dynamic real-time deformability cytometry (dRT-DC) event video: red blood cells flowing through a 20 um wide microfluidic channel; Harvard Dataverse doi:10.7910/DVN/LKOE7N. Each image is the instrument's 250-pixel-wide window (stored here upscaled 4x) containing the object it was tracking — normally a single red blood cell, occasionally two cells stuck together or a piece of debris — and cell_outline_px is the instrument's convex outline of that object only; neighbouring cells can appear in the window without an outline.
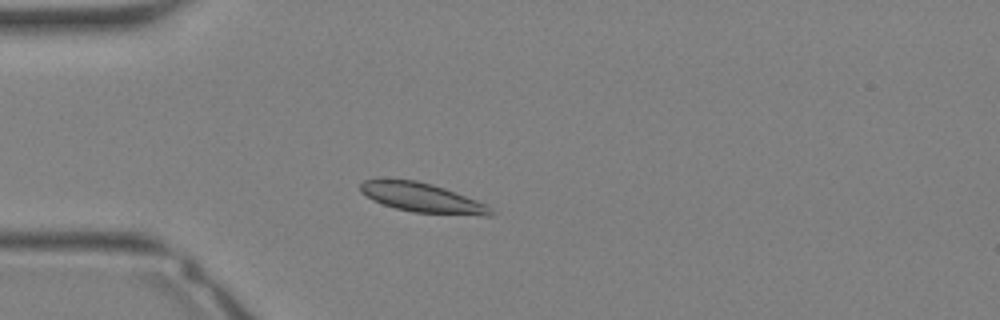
{"species": "Egyptian fruit bat (a non-hibernating species)", "species_latin": "Rousettus aegyptiacus", "temperature_condition": "warm", "stored_images_in_passage": 25, "camera_frame_rate_fps": 3000, "um_per_image_px": 0.085, "animal": {"sex": "female"}, "frame": {"image": 1, "passage_image": 7, "time_ms": 2.0, "image_size_px": [1000, 320], "cell_outline_px": [[496, 212], [492, 216], [484, 216], [412, 212], [396, 208], [372, 200], [360, 192], [360, 184], [364, 180], [416, 180], [432, 184], [444, 188], [488, 204]], "centroid_in_image_um": [35.96, 16.83], "position_along_channel_um": 49.0, "area_um2": 22.25}}
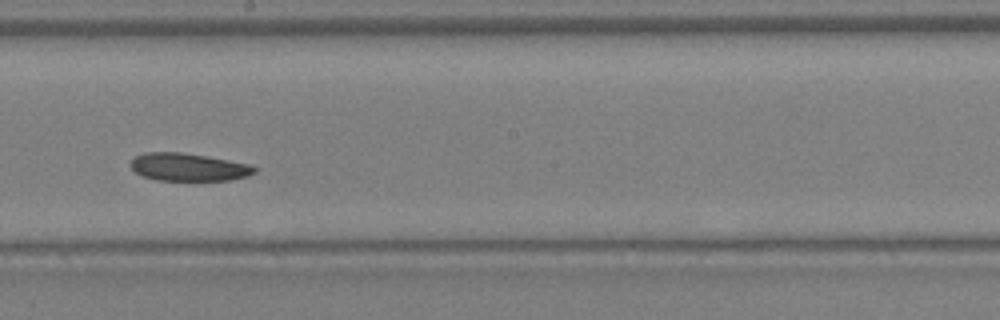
{"frame": {"image": 2, "passage_image": 17, "time_ms": 5.333, "image_size_px": [1000, 320], "cell_outline_px": [[256, 172], [248, 176], [232, 180], [156, 180], [144, 176], [136, 172], [128, 164], [136, 156], [144, 152], [180, 152], [228, 160], [248, 164], [256, 168]], "centroid_in_image_um": [16.0, 14.2], "position_along_channel_um": 232.2, "area_um2": 19.88}}
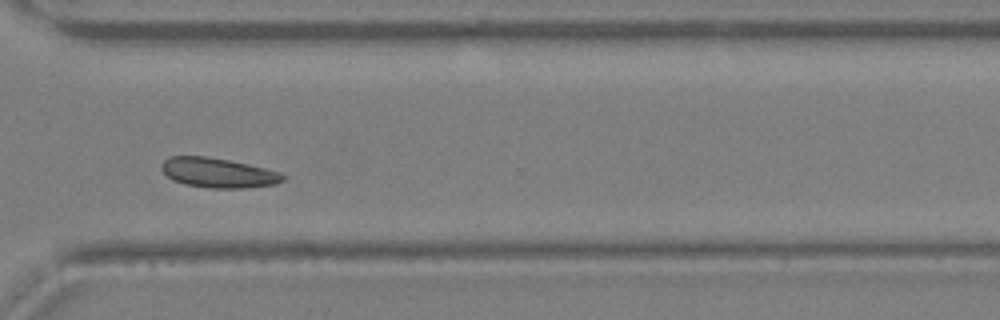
{"frame": {"image": 3, "passage_image": 23, "time_ms": 7.333, "image_size_px": [1000, 320], "cell_outline_px": [[284, 180], [276, 184], [248, 188], [208, 188], [184, 184], [172, 180], [160, 168], [160, 164], [168, 156], [208, 156], [248, 164], [280, 172], [284, 176]], "centroid_in_image_um": [18.51, 14.69], "position_along_channel_um": 352.1, "area_um2": 21.15}}